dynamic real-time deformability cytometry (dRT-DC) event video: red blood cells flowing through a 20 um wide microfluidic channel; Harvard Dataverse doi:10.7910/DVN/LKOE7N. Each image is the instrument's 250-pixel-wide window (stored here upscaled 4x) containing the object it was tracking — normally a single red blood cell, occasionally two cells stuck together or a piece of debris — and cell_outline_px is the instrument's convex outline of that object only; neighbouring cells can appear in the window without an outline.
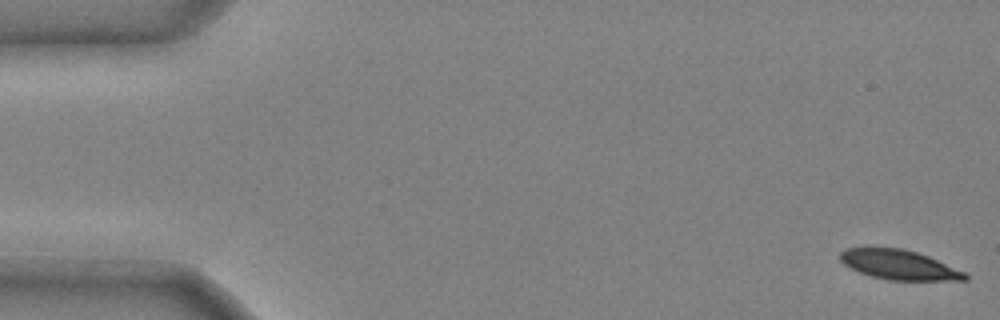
{"species": "common noctule bat (a hibernating species)", "species_latin": "Nyctalus noctula", "temperature_condition": "cold", "stored_images_in_passage": 15, "camera_frame_rate_fps": 3000, "um_per_image_px": 0.085, "animal": {"sex": "male", "body_mass_g": 20.4}, "frame": {"image": 1, "passage_image": 1, "time_ms": 0.0, "image_size_px": [1000, 320], "cell_outline_px": [[968, 280], [888, 280], [872, 276], [860, 272], [844, 264], [840, 260], [840, 252], [844, 248], [904, 248], [928, 256], [964, 272], [968, 276]], "centroid_in_image_um": [76.4, 22.5], "position_along_channel_um": 8.6, "area_um2": 21.27}}